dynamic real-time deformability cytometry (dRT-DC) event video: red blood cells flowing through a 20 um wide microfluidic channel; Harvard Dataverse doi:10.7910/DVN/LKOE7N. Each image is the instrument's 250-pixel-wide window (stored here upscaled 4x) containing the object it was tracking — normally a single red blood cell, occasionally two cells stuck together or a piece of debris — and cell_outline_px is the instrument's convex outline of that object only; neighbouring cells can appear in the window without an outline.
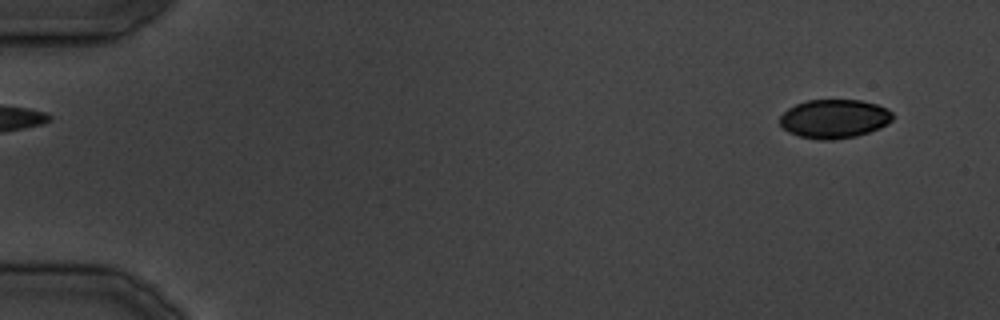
{"species": "common noctule bat (a hibernating species)", "species_latin": "Nyctalus noctula", "temperature_condition": "cold", "stored_images_in_passage": 16, "camera_frame_rate_fps": 3000, "um_per_image_px": 0.085, "animal": {"sex": "male", "body_mass_g": 19.5, "forearm_length_mm": 54.6}, "frame": {"image": 1, "passage_image": 2, "time_ms": 1.333, "image_size_px": [1000, 320], "cell_outline_px": [[892, 120], [880, 128], [856, 136], [832, 140], [816, 140], [800, 136], [788, 132], [780, 124], [780, 116], [788, 108], [796, 104], [808, 100], [860, 100], [876, 104], [892, 112]], "centroid_in_image_um": [70.89, 10.1], "position_along_channel_um": 14.1, "area_um2": 25.43}}
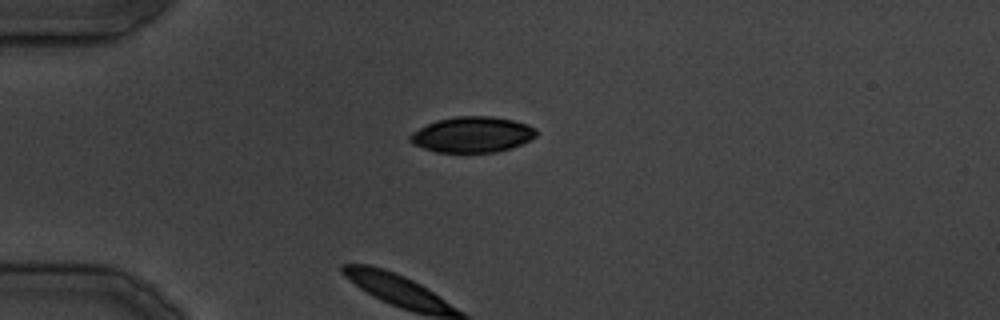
{"frame": {"image": 2, "passage_image": 9, "time_ms": 10.0, "image_size_px": [1000, 320], "cell_outline_px": [[536, 136], [512, 148], [496, 152], [436, 152], [412, 144], [408, 140], [408, 136], [412, 132], [436, 120], [456, 116], [492, 116], [512, 120], [528, 124], [536, 128]], "centroid_in_image_um": [40.12, 11.43], "position_along_channel_um": 44.9, "area_um2": 26.24}}